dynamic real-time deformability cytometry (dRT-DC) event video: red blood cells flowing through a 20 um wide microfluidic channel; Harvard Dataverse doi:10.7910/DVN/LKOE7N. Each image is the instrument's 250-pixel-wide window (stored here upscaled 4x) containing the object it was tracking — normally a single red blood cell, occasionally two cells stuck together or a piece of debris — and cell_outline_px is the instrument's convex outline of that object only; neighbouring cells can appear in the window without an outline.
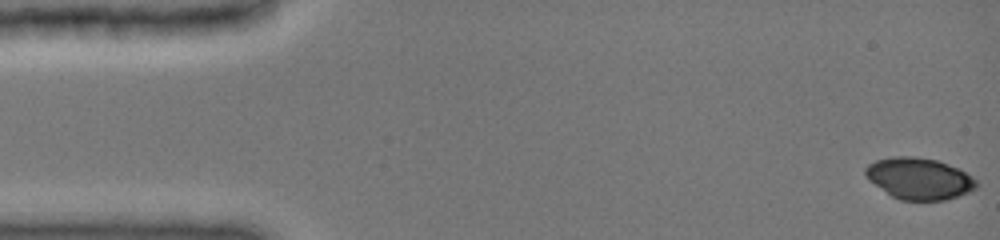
{"species": "common noctule bat (a hibernating species)", "species_latin": "Nyctalus noctula", "temperature_condition": "cold", "stored_images_in_passage": 16, "camera_frame_rate_fps": 3000, "um_per_image_px": 0.085, "animal": {"sex": "female", "body_mass_g": 19.0, "forearm_length_mm": 51.5}, "frame": {"image": 1, "passage_image": 1, "time_ms": 0.0, "image_size_px": [1000, 240], "cell_outline_px": [[980, 184], [976, 188], [968, 192], [944, 200], [900, 200], [892, 196], [868, 180], [864, 172], [864, 168], [868, 164], [876, 160], [896, 156], [916, 156], [936, 160], [960, 168], [972, 176]], "centroid_in_image_um": [78.13, 15.16], "position_along_channel_um": 6.9, "area_um2": 26.93}}
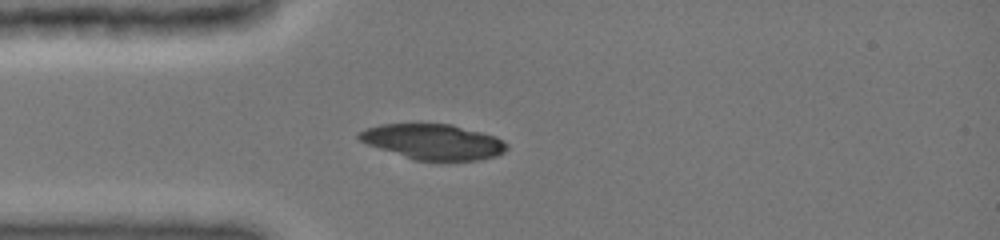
{"frame": {"image": 2, "passage_image": 10, "time_ms": 4.0, "image_size_px": [1000, 240], "cell_outline_px": [[508, 148], [504, 152], [496, 156], [476, 160], [412, 160], [368, 144], [360, 140], [356, 136], [356, 132], [364, 128], [380, 124], [452, 124], [496, 136], [508, 144]], "centroid_in_image_um": [36.8, 12.04], "position_along_channel_um": 48.2, "area_um2": 30.52}}
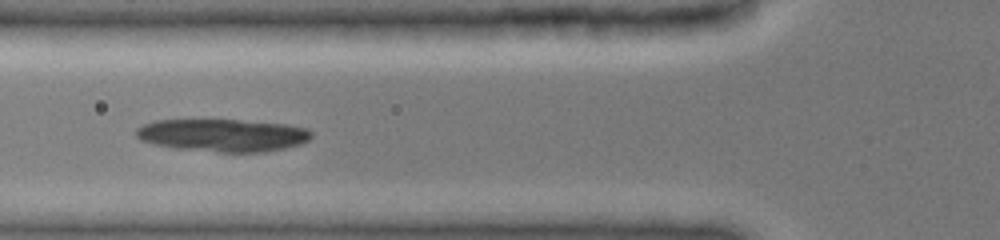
{"frame": {"image": 3, "passage_image": 14, "time_ms": 5.667, "image_size_px": [1000, 240], "cell_outline_px": [[312, 136], [308, 140], [300, 144], [284, 148], [264, 152], [216, 152], [176, 148], [152, 144], [140, 140], [136, 136], [136, 128], [144, 124], [156, 120], [240, 120], [288, 124], [308, 128], [312, 132]], "centroid_in_image_um": [18.94, 11.49], "position_along_channel_um": 106.9, "area_um2": 33.47}}